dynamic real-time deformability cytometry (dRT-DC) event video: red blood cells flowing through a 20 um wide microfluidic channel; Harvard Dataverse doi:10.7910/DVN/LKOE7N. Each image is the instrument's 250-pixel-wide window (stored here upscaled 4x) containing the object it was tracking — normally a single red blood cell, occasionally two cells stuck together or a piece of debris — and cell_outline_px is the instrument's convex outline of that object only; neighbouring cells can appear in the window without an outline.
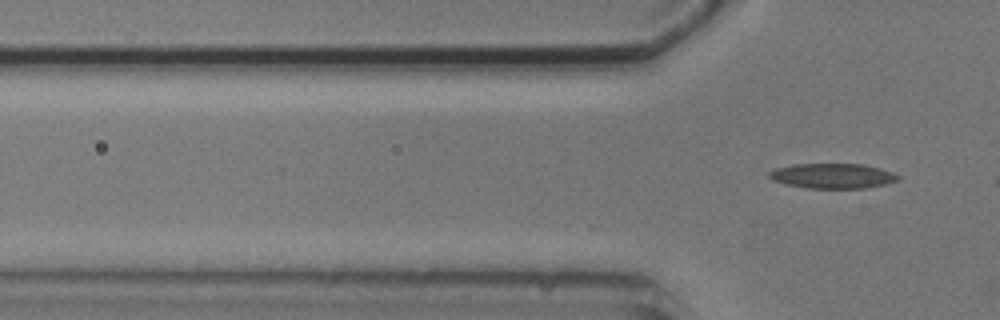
{"species": "common noctule bat (a hibernating species)", "species_latin": "Nyctalus noctula", "temperature_condition": "cold", "stored_images_in_passage": 4, "camera_frame_rate_fps": 3000, "um_per_image_px": 0.085, "animal": {"sex": "male", "body_mass_g": 20.5, "forearm_length_mm": 52.5}, "frame": {"image": 1, "passage_image": 4, "time_ms": 4.333, "image_size_px": [1000, 320], "cell_outline_px": [[900, 180], [888, 184], [864, 188], [808, 188], [788, 184], [772, 180], [768, 176], [768, 172], [776, 168], [792, 164], [864, 164], [880, 168], [892, 172], [900, 176]], "centroid_in_image_um": [70.81, 14.95], "position_along_channel_um": 55.0, "area_um2": 18.84}}